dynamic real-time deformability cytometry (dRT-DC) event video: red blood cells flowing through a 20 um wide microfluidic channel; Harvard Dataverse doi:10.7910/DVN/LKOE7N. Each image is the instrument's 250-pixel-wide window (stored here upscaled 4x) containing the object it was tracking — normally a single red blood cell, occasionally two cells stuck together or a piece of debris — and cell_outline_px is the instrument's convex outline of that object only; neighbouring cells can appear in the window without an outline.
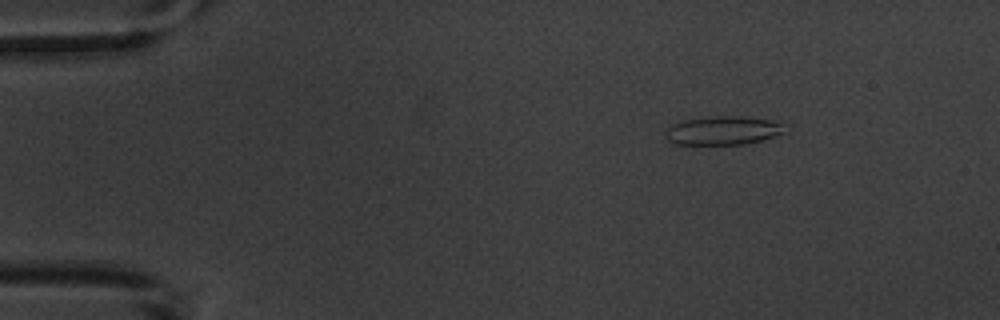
{"species": "common noctule bat (a hibernating species)", "species_latin": "Nyctalus noctula", "temperature_condition": "warm", "stored_images_in_passage": 7, "camera_frame_rate_fps": 3000, "um_per_image_px": 0.085, "animal": {"sex": "male", "body_mass_g": 20.1, "forearm_length_mm": 53.5}, "frame": {"image": 1, "passage_image": 1, "time_ms": 0.0, "image_size_px": [1000, 320], "cell_outline_px": [[784, 132], [764, 140], [744, 144], [676, 144], [668, 140], [668, 128], [672, 124], [684, 120], [716, 116], [744, 116], [776, 120], [784, 124]], "centroid_in_image_um": [61.53, 11.08], "position_along_channel_um": 23.5, "area_um2": 19.83}}
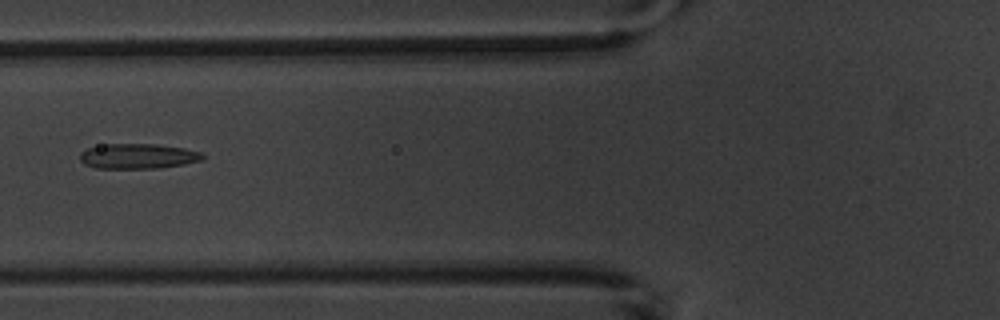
{"frame": {"image": 2, "passage_image": 5, "time_ms": 4.667, "image_size_px": [1000, 320], "cell_outline_px": [[204, 156], [200, 160], [184, 164], [160, 168], [96, 168], [84, 164], [80, 160], [80, 152], [88, 148], [108, 144], [156, 144], [184, 148], [200, 152]], "centroid_in_image_um": [11.7, 13.28], "position_along_channel_um": 114.1, "area_um2": 17.8}}
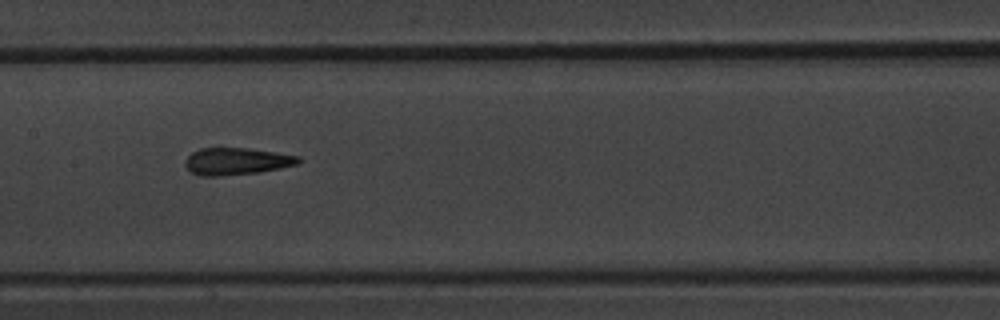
{"frame": {"image": 3, "passage_image": 7, "time_ms": 6.667, "image_size_px": [1000, 320], "cell_outline_px": [[304, 160], [300, 164], [260, 172], [220, 176], [200, 176], [192, 172], [184, 164], [188, 156], [192, 152], [200, 148], [248, 148], [276, 152], [300, 156]], "centroid_in_image_um": [20.17, 13.71], "position_along_channel_um": 187.2, "area_um2": 18.03}}